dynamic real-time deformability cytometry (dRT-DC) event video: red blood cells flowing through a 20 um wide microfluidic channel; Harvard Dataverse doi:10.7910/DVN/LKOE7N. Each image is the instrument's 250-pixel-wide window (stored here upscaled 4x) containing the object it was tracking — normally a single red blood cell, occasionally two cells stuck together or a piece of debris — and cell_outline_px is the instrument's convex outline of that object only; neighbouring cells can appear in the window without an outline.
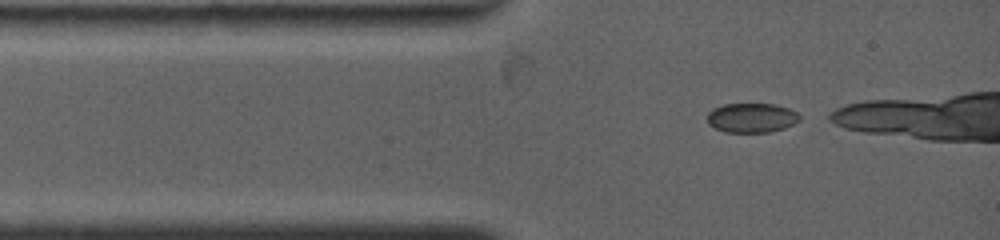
{"species": "common noctule bat (a hibernating species)", "species_latin": "Nyctalus noctula", "temperature_condition": "warm", "stored_images_in_passage": 11, "camera_frame_rate_fps": 4500, "um_per_image_px": 0.085, "animal": {"sex": "female", "body_mass_g": 19.0, "forearm_length_mm": 53.3}, "frame": {"image": 1, "passage_image": 1, "time_ms": 0.0, "image_size_px": [1000, 240], "cell_outline_px": [[800, 120], [784, 128], [768, 132], [724, 132], [708, 124], [708, 112], [712, 108], [724, 104], [776, 104], [788, 108], [796, 112], [800, 116]], "centroid_in_image_um": [63.87, 10.01], "position_along_channel_um": 21.1, "area_um2": 15.84}}
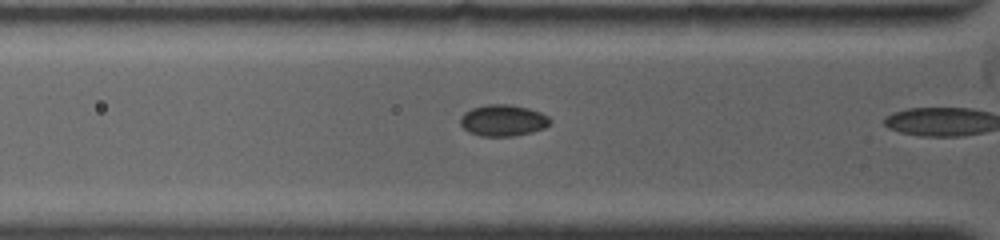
{"frame": {"image": 2, "passage_image": 10, "time_ms": 2.0, "image_size_px": [1000, 240], "cell_outline_px": [[552, 120], [544, 128], [532, 132], [512, 136], [480, 136], [468, 132], [460, 124], [460, 116], [464, 112], [472, 108], [488, 104], [512, 104], [528, 108], [540, 112], [548, 116]], "centroid_in_image_um": [42.74, 10.23], "position_along_channel_um": 83.1, "area_um2": 16.53}}